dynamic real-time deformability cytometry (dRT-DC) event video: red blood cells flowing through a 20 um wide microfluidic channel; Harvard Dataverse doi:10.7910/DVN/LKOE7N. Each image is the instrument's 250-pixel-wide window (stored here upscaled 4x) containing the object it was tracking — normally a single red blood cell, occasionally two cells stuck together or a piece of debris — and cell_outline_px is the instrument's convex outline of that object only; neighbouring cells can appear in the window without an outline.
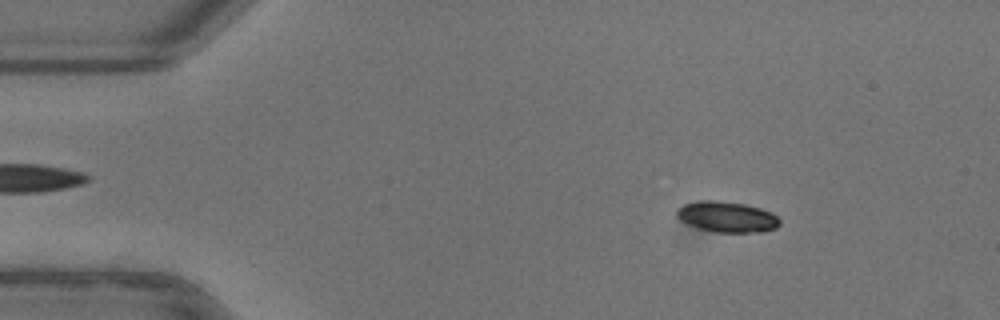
{"species": "common noctule bat (a hibernating species)", "species_latin": "Nyctalus noctula", "temperature_condition": "warm", "stored_images_in_passage": 52, "camera_frame_rate_fps": 3000, "um_per_image_px": 0.085, "animal": {"sex": "female"}, "frame": {"image": 1, "passage_image": 7, "time_ms": 2.0, "image_size_px": [1000, 320], "cell_outline_px": [[780, 224], [776, 228], [764, 232], [716, 232], [696, 228], [680, 220], [676, 216], [676, 208], [684, 204], [700, 200], [716, 200], [744, 204], [760, 208], [772, 212], [780, 220]], "centroid_in_image_um": [61.78, 18.43], "position_along_channel_um": 23.2, "area_um2": 18.61}}
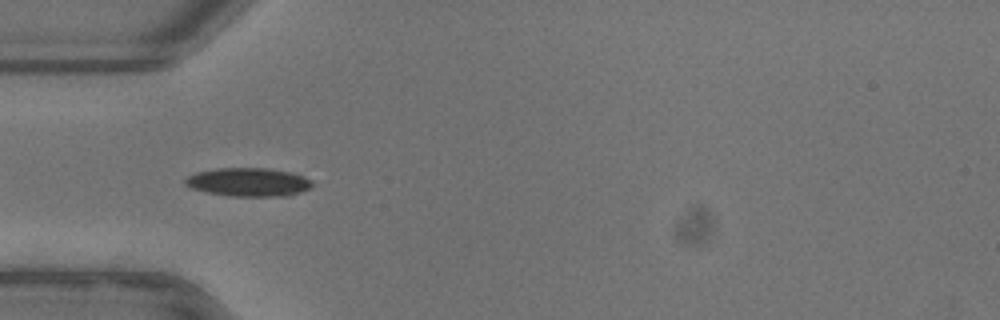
{"frame": {"image": 2, "passage_image": 16, "time_ms": 5.0, "image_size_px": [1000, 320], "cell_outline_px": [[312, 184], [308, 188], [292, 196], [228, 196], [208, 192], [192, 188], [184, 184], [184, 180], [188, 176], [196, 172], [220, 168], [264, 168], [288, 172], [304, 176], [312, 180]], "centroid_in_image_um": [21.11, 15.48], "position_along_channel_um": 63.9, "area_um2": 20.98}}
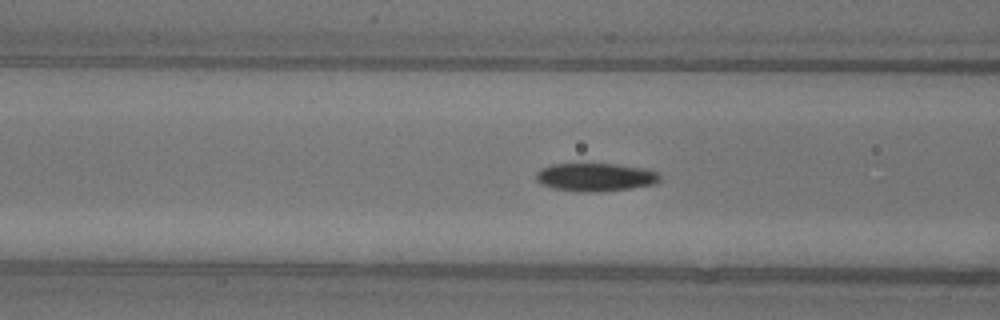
{"frame": {"image": 3, "passage_image": 20, "time_ms": 6.333, "image_size_px": [1000, 320], "cell_outline_px": [[660, 180], [656, 184], [632, 188], [596, 192], [584, 192], [556, 188], [544, 184], [536, 180], [536, 172], [540, 168], [552, 164], [616, 164], [648, 168], [660, 172]], "centroid_in_image_um": [50.69, 15.04], "position_along_channel_um": 115.9, "area_um2": 20.4}, "authors_computed_cell_mechanics": {"area_um2": 20.519, "velocity_mm_per_s": 3.9246, "shape_relaxation_time_tau1_ms": 3.2257, "shape_relaxation_time_tau2_ms": 10.2295, "deformation_change_tau1": 0.0905, "deformation_change_tau2": 0.2734}}